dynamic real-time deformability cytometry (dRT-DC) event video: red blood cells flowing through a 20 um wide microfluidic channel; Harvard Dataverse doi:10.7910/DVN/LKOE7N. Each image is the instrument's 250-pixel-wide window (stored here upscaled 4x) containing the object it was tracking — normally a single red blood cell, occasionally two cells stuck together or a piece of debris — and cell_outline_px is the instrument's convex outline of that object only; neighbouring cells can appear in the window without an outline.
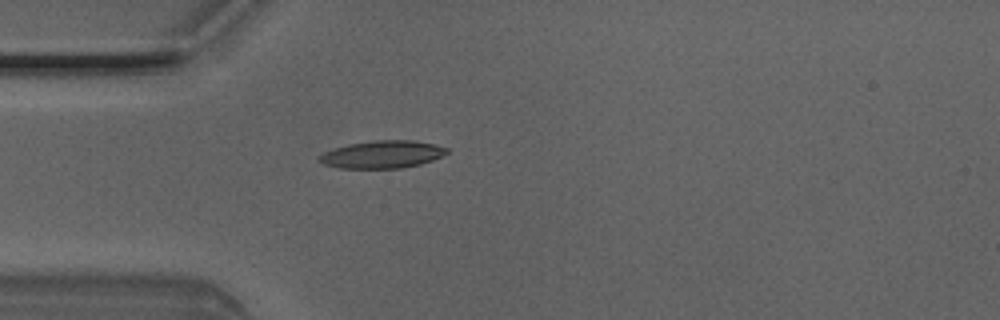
{"species": "Egyptian fruit bat (a non-hibernating species)", "species_latin": "Rousettus aegyptiacus", "temperature_condition": "room temperature", "stored_images_in_passage": 4, "camera_frame_rate_fps": 3000, "um_per_image_px": 0.085, "animal": {"sex": "male"}, "frame": {"image": 1, "passage_image": 4, "time_ms": 1.0, "image_size_px": [1000, 320], "cell_outline_px": [[448, 152], [432, 160], [420, 164], [400, 168], [340, 168], [324, 164], [316, 160], [316, 156], [332, 148], [348, 144], [372, 140], [416, 140], [436, 144], [448, 148]], "centroid_in_image_um": [32.45, 13.11], "position_along_channel_um": 52.6, "area_um2": 20.69}}